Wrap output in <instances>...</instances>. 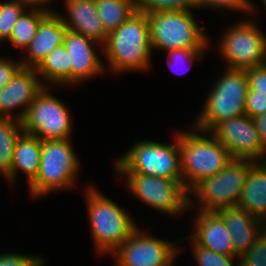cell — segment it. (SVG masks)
I'll return each mask as SVG.
<instances>
[{
    "instance_id": "cell-12",
    "label": "cell",
    "mask_w": 266,
    "mask_h": 266,
    "mask_svg": "<svg viewBox=\"0 0 266 266\" xmlns=\"http://www.w3.org/2000/svg\"><path fill=\"white\" fill-rule=\"evenodd\" d=\"M145 234L138 227L114 252L116 266H169L175 262L180 248ZM178 248V249H177Z\"/></svg>"
},
{
    "instance_id": "cell-32",
    "label": "cell",
    "mask_w": 266,
    "mask_h": 266,
    "mask_svg": "<svg viewBox=\"0 0 266 266\" xmlns=\"http://www.w3.org/2000/svg\"><path fill=\"white\" fill-rule=\"evenodd\" d=\"M44 259L38 256L16 253L0 254V266H43Z\"/></svg>"
},
{
    "instance_id": "cell-36",
    "label": "cell",
    "mask_w": 266,
    "mask_h": 266,
    "mask_svg": "<svg viewBox=\"0 0 266 266\" xmlns=\"http://www.w3.org/2000/svg\"><path fill=\"white\" fill-rule=\"evenodd\" d=\"M254 123L261 141L266 146V112L254 118Z\"/></svg>"
},
{
    "instance_id": "cell-23",
    "label": "cell",
    "mask_w": 266,
    "mask_h": 266,
    "mask_svg": "<svg viewBox=\"0 0 266 266\" xmlns=\"http://www.w3.org/2000/svg\"><path fill=\"white\" fill-rule=\"evenodd\" d=\"M95 3L97 13L108 34L136 12L134 0H95Z\"/></svg>"
},
{
    "instance_id": "cell-24",
    "label": "cell",
    "mask_w": 266,
    "mask_h": 266,
    "mask_svg": "<svg viewBox=\"0 0 266 266\" xmlns=\"http://www.w3.org/2000/svg\"><path fill=\"white\" fill-rule=\"evenodd\" d=\"M49 12L39 8H28L15 24L12 34L8 39L16 48H22L24 51L33 40L40 21Z\"/></svg>"
},
{
    "instance_id": "cell-10",
    "label": "cell",
    "mask_w": 266,
    "mask_h": 266,
    "mask_svg": "<svg viewBox=\"0 0 266 266\" xmlns=\"http://www.w3.org/2000/svg\"><path fill=\"white\" fill-rule=\"evenodd\" d=\"M44 87L27 108L21 120L23 132L41 141L70 139L72 120L66 105Z\"/></svg>"
},
{
    "instance_id": "cell-34",
    "label": "cell",
    "mask_w": 266,
    "mask_h": 266,
    "mask_svg": "<svg viewBox=\"0 0 266 266\" xmlns=\"http://www.w3.org/2000/svg\"><path fill=\"white\" fill-rule=\"evenodd\" d=\"M248 91L266 94V63L246 69Z\"/></svg>"
},
{
    "instance_id": "cell-35",
    "label": "cell",
    "mask_w": 266,
    "mask_h": 266,
    "mask_svg": "<svg viewBox=\"0 0 266 266\" xmlns=\"http://www.w3.org/2000/svg\"><path fill=\"white\" fill-rule=\"evenodd\" d=\"M22 67L21 61L0 57V90L6 86Z\"/></svg>"
},
{
    "instance_id": "cell-27",
    "label": "cell",
    "mask_w": 266,
    "mask_h": 266,
    "mask_svg": "<svg viewBox=\"0 0 266 266\" xmlns=\"http://www.w3.org/2000/svg\"><path fill=\"white\" fill-rule=\"evenodd\" d=\"M136 12L152 13L157 11H191L199 8L197 0H134Z\"/></svg>"
},
{
    "instance_id": "cell-40",
    "label": "cell",
    "mask_w": 266,
    "mask_h": 266,
    "mask_svg": "<svg viewBox=\"0 0 266 266\" xmlns=\"http://www.w3.org/2000/svg\"><path fill=\"white\" fill-rule=\"evenodd\" d=\"M262 2H263V4L265 5V7H266V0H261Z\"/></svg>"
},
{
    "instance_id": "cell-39",
    "label": "cell",
    "mask_w": 266,
    "mask_h": 266,
    "mask_svg": "<svg viewBox=\"0 0 266 266\" xmlns=\"http://www.w3.org/2000/svg\"><path fill=\"white\" fill-rule=\"evenodd\" d=\"M0 174H3L8 179L7 171L2 166H0Z\"/></svg>"
},
{
    "instance_id": "cell-17",
    "label": "cell",
    "mask_w": 266,
    "mask_h": 266,
    "mask_svg": "<svg viewBox=\"0 0 266 266\" xmlns=\"http://www.w3.org/2000/svg\"><path fill=\"white\" fill-rule=\"evenodd\" d=\"M66 31L61 15L56 11L49 12L40 21L33 40L24 51L27 58L20 59L22 67L36 68L51 50L63 44Z\"/></svg>"
},
{
    "instance_id": "cell-1",
    "label": "cell",
    "mask_w": 266,
    "mask_h": 266,
    "mask_svg": "<svg viewBox=\"0 0 266 266\" xmlns=\"http://www.w3.org/2000/svg\"><path fill=\"white\" fill-rule=\"evenodd\" d=\"M101 50L116 73L150 67L152 46L147 14L135 12L108 34Z\"/></svg>"
},
{
    "instance_id": "cell-37",
    "label": "cell",
    "mask_w": 266,
    "mask_h": 266,
    "mask_svg": "<svg viewBox=\"0 0 266 266\" xmlns=\"http://www.w3.org/2000/svg\"><path fill=\"white\" fill-rule=\"evenodd\" d=\"M18 1L22 3L23 5L27 6L28 8H39V9L46 10L48 12H53V10H49V7L44 8L45 7L44 4H47L51 0H18Z\"/></svg>"
},
{
    "instance_id": "cell-5",
    "label": "cell",
    "mask_w": 266,
    "mask_h": 266,
    "mask_svg": "<svg viewBox=\"0 0 266 266\" xmlns=\"http://www.w3.org/2000/svg\"><path fill=\"white\" fill-rule=\"evenodd\" d=\"M174 144L138 141L115 162L119 174H144L160 178L182 180L179 134Z\"/></svg>"
},
{
    "instance_id": "cell-3",
    "label": "cell",
    "mask_w": 266,
    "mask_h": 266,
    "mask_svg": "<svg viewBox=\"0 0 266 266\" xmlns=\"http://www.w3.org/2000/svg\"><path fill=\"white\" fill-rule=\"evenodd\" d=\"M248 89L246 70L226 68L212 87L203 110L192 127L208 134L221 122L246 114Z\"/></svg>"
},
{
    "instance_id": "cell-30",
    "label": "cell",
    "mask_w": 266,
    "mask_h": 266,
    "mask_svg": "<svg viewBox=\"0 0 266 266\" xmlns=\"http://www.w3.org/2000/svg\"><path fill=\"white\" fill-rule=\"evenodd\" d=\"M198 6L200 7H213L216 9H227L231 11H242L247 13H252L254 11V6L249 0H197Z\"/></svg>"
},
{
    "instance_id": "cell-9",
    "label": "cell",
    "mask_w": 266,
    "mask_h": 266,
    "mask_svg": "<svg viewBox=\"0 0 266 266\" xmlns=\"http://www.w3.org/2000/svg\"><path fill=\"white\" fill-rule=\"evenodd\" d=\"M127 176L126 186L130 192L138 197L149 207L167 213L177 215L192 205L189 191L182 180L160 178L144 174H121Z\"/></svg>"
},
{
    "instance_id": "cell-19",
    "label": "cell",
    "mask_w": 266,
    "mask_h": 266,
    "mask_svg": "<svg viewBox=\"0 0 266 266\" xmlns=\"http://www.w3.org/2000/svg\"><path fill=\"white\" fill-rule=\"evenodd\" d=\"M217 213L224 220L232 238L234 252L240 257L261 236L259 218L236 206L220 209Z\"/></svg>"
},
{
    "instance_id": "cell-18",
    "label": "cell",
    "mask_w": 266,
    "mask_h": 266,
    "mask_svg": "<svg viewBox=\"0 0 266 266\" xmlns=\"http://www.w3.org/2000/svg\"><path fill=\"white\" fill-rule=\"evenodd\" d=\"M65 5L69 16L60 15L67 30L83 34L103 48L108 33L97 13L95 0H65Z\"/></svg>"
},
{
    "instance_id": "cell-31",
    "label": "cell",
    "mask_w": 266,
    "mask_h": 266,
    "mask_svg": "<svg viewBox=\"0 0 266 266\" xmlns=\"http://www.w3.org/2000/svg\"><path fill=\"white\" fill-rule=\"evenodd\" d=\"M204 49H206V48L171 49V50L167 51V53H168L167 57H169L168 61H167L168 62L167 64H168V66L170 68H173L174 67L173 64L177 66V63H179L181 61H182V63H184V61H185V63L188 62L187 63L188 64V69H190V67H191L190 65H192L195 62L196 59L198 60L199 58H201L202 52L205 51Z\"/></svg>"
},
{
    "instance_id": "cell-28",
    "label": "cell",
    "mask_w": 266,
    "mask_h": 266,
    "mask_svg": "<svg viewBox=\"0 0 266 266\" xmlns=\"http://www.w3.org/2000/svg\"><path fill=\"white\" fill-rule=\"evenodd\" d=\"M192 243V252L195 255L194 259L197 262L198 266H234L232 260L239 256H227L223 254L216 253L212 250H208L197 245L193 240ZM239 266V263H237Z\"/></svg>"
},
{
    "instance_id": "cell-25",
    "label": "cell",
    "mask_w": 266,
    "mask_h": 266,
    "mask_svg": "<svg viewBox=\"0 0 266 266\" xmlns=\"http://www.w3.org/2000/svg\"><path fill=\"white\" fill-rule=\"evenodd\" d=\"M22 133L21 121L0 117V166L6 171L12 166L14 147Z\"/></svg>"
},
{
    "instance_id": "cell-6",
    "label": "cell",
    "mask_w": 266,
    "mask_h": 266,
    "mask_svg": "<svg viewBox=\"0 0 266 266\" xmlns=\"http://www.w3.org/2000/svg\"><path fill=\"white\" fill-rule=\"evenodd\" d=\"M69 139L41 141V161L35 180L29 185L33 197L70 189L79 173V160Z\"/></svg>"
},
{
    "instance_id": "cell-26",
    "label": "cell",
    "mask_w": 266,
    "mask_h": 266,
    "mask_svg": "<svg viewBox=\"0 0 266 266\" xmlns=\"http://www.w3.org/2000/svg\"><path fill=\"white\" fill-rule=\"evenodd\" d=\"M28 9L18 0L0 2V41H8L21 15Z\"/></svg>"
},
{
    "instance_id": "cell-38",
    "label": "cell",
    "mask_w": 266,
    "mask_h": 266,
    "mask_svg": "<svg viewBox=\"0 0 266 266\" xmlns=\"http://www.w3.org/2000/svg\"><path fill=\"white\" fill-rule=\"evenodd\" d=\"M261 234L266 236V214H264L260 219Z\"/></svg>"
},
{
    "instance_id": "cell-22",
    "label": "cell",
    "mask_w": 266,
    "mask_h": 266,
    "mask_svg": "<svg viewBox=\"0 0 266 266\" xmlns=\"http://www.w3.org/2000/svg\"><path fill=\"white\" fill-rule=\"evenodd\" d=\"M35 69L39 77L48 82L44 87L47 84H71V65L64 44L51 50Z\"/></svg>"
},
{
    "instance_id": "cell-16",
    "label": "cell",
    "mask_w": 266,
    "mask_h": 266,
    "mask_svg": "<svg viewBox=\"0 0 266 266\" xmlns=\"http://www.w3.org/2000/svg\"><path fill=\"white\" fill-rule=\"evenodd\" d=\"M198 212L194 232L185 239H191L197 245L219 254L238 256L234 252L232 236L222 217L217 212Z\"/></svg>"
},
{
    "instance_id": "cell-29",
    "label": "cell",
    "mask_w": 266,
    "mask_h": 266,
    "mask_svg": "<svg viewBox=\"0 0 266 266\" xmlns=\"http://www.w3.org/2000/svg\"><path fill=\"white\" fill-rule=\"evenodd\" d=\"M239 266H266V236L262 235L255 244L239 257Z\"/></svg>"
},
{
    "instance_id": "cell-33",
    "label": "cell",
    "mask_w": 266,
    "mask_h": 266,
    "mask_svg": "<svg viewBox=\"0 0 266 266\" xmlns=\"http://www.w3.org/2000/svg\"><path fill=\"white\" fill-rule=\"evenodd\" d=\"M245 112L253 119L265 113L266 94L248 91L245 100Z\"/></svg>"
},
{
    "instance_id": "cell-8",
    "label": "cell",
    "mask_w": 266,
    "mask_h": 266,
    "mask_svg": "<svg viewBox=\"0 0 266 266\" xmlns=\"http://www.w3.org/2000/svg\"><path fill=\"white\" fill-rule=\"evenodd\" d=\"M252 160L232 159L218 174L202 179L190 191L200 211L217 212L236 207L246 182Z\"/></svg>"
},
{
    "instance_id": "cell-13",
    "label": "cell",
    "mask_w": 266,
    "mask_h": 266,
    "mask_svg": "<svg viewBox=\"0 0 266 266\" xmlns=\"http://www.w3.org/2000/svg\"><path fill=\"white\" fill-rule=\"evenodd\" d=\"M210 133L230 152L233 159L266 161V146L260 139L254 119L249 115L225 120Z\"/></svg>"
},
{
    "instance_id": "cell-7",
    "label": "cell",
    "mask_w": 266,
    "mask_h": 266,
    "mask_svg": "<svg viewBox=\"0 0 266 266\" xmlns=\"http://www.w3.org/2000/svg\"><path fill=\"white\" fill-rule=\"evenodd\" d=\"M147 18L152 50L207 48L209 40L191 11H157Z\"/></svg>"
},
{
    "instance_id": "cell-2",
    "label": "cell",
    "mask_w": 266,
    "mask_h": 266,
    "mask_svg": "<svg viewBox=\"0 0 266 266\" xmlns=\"http://www.w3.org/2000/svg\"><path fill=\"white\" fill-rule=\"evenodd\" d=\"M201 132L195 127L190 133L179 132L181 176L188 191L202 179L218 174L233 159L212 133L208 138Z\"/></svg>"
},
{
    "instance_id": "cell-14",
    "label": "cell",
    "mask_w": 266,
    "mask_h": 266,
    "mask_svg": "<svg viewBox=\"0 0 266 266\" xmlns=\"http://www.w3.org/2000/svg\"><path fill=\"white\" fill-rule=\"evenodd\" d=\"M44 88L35 68L21 67L10 82L0 90V117L21 121L30 104ZM23 106V107H22ZM22 107L14 116L13 110ZM18 114V115H17Z\"/></svg>"
},
{
    "instance_id": "cell-15",
    "label": "cell",
    "mask_w": 266,
    "mask_h": 266,
    "mask_svg": "<svg viewBox=\"0 0 266 266\" xmlns=\"http://www.w3.org/2000/svg\"><path fill=\"white\" fill-rule=\"evenodd\" d=\"M99 44L83 34L67 30L63 44L69 54L71 84H80L91 77L103 73V62L96 55L94 44Z\"/></svg>"
},
{
    "instance_id": "cell-20",
    "label": "cell",
    "mask_w": 266,
    "mask_h": 266,
    "mask_svg": "<svg viewBox=\"0 0 266 266\" xmlns=\"http://www.w3.org/2000/svg\"><path fill=\"white\" fill-rule=\"evenodd\" d=\"M238 207L261 218L266 214V161H252Z\"/></svg>"
},
{
    "instance_id": "cell-11",
    "label": "cell",
    "mask_w": 266,
    "mask_h": 266,
    "mask_svg": "<svg viewBox=\"0 0 266 266\" xmlns=\"http://www.w3.org/2000/svg\"><path fill=\"white\" fill-rule=\"evenodd\" d=\"M226 31L219 43L225 68L246 70L266 63V36L255 21L241 20Z\"/></svg>"
},
{
    "instance_id": "cell-21",
    "label": "cell",
    "mask_w": 266,
    "mask_h": 266,
    "mask_svg": "<svg viewBox=\"0 0 266 266\" xmlns=\"http://www.w3.org/2000/svg\"><path fill=\"white\" fill-rule=\"evenodd\" d=\"M41 161V140L30 134L22 133L17 139L12 166L7 171L9 182L16 179L19 171L26 174L28 184L30 185L36 178Z\"/></svg>"
},
{
    "instance_id": "cell-4",
    "label": "cell",
    "mask_w": 266,
    "mask_h": 266,
    "mask_svg": "<svg viewBox=\"0 0 266 266\" xmlns=\"http://www.w3.org/2000/svg\"><path fill=\"white\" fill-rule=\"evenodd\" d=\"M87 209L96 250L113 253L137 228L131 216L98 189L88 187Z\"/></svg>"
}]
</instances>
